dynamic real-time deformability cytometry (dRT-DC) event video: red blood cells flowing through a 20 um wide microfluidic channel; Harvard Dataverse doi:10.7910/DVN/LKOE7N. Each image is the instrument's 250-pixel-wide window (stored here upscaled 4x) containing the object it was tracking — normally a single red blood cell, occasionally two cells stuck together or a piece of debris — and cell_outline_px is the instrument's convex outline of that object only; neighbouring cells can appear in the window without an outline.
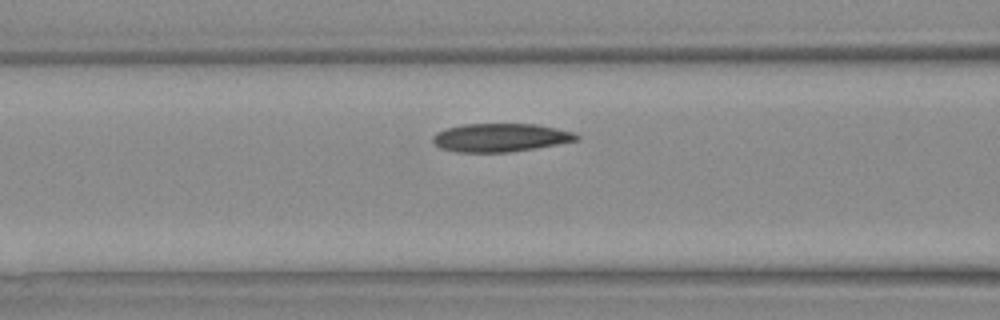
{"species": "Egyptian fruit bat (a non-hibernating species)", "species_latin": "Rousettus aegyptiacus", "temperature_condition": "warm", "stored_images_in_passage": 17, "camera_frame_rate_fps": 3000, "um_per_image_px": 0.085, "animal": {"sex": "female"}, "frame": {"image": 1, "passage_image": 3, "time_ms": 0.667, "image_size_px": [1000, 320], "cell_outline_px": [[580, 140], [536, 148], [508, 152], [456, 152], [440, 148], [432, 140], [432, 136], [436, 132], [448, 128], [464, 124], [536, 124], [576, 132], [580, 136]], "centroid_in_image_um": [42.57, 11.69], "position_along_channel_um": 124.0, "area_um2": 23.81}}